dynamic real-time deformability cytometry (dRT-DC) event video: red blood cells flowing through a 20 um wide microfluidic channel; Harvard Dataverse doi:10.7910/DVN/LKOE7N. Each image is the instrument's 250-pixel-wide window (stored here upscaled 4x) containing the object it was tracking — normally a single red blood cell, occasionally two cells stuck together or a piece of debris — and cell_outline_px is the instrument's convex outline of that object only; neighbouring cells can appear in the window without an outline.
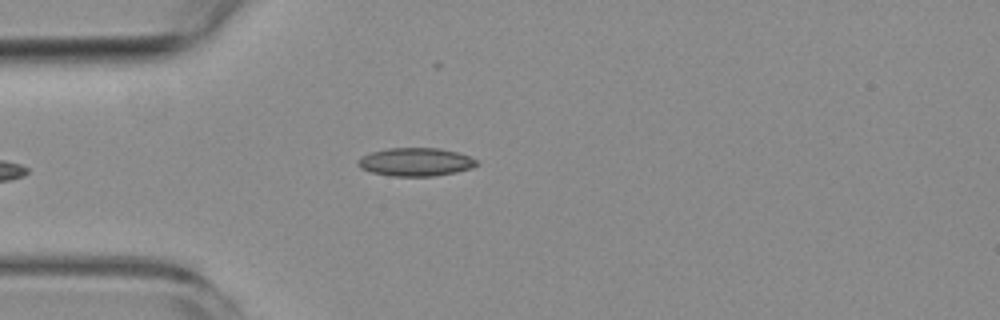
{"species": "common noctule bat (a hibernating species)", "species_latin": "Nyctalus noctula", "temperature_condition": "room temperature", "stored_images_in_passage": 7, "camera_frame_rate_fps": 3000, "um_per_image_px": 0.085, "animal": {"sex": "female", "body_mass_g": 19.3, "forearm_length_mm": 54.1}, "frame": {"image": 1, "passage_image": 5, "time_ms": 5.0, "image_size_px": [1000, 320], "cell_outline_px": [[480, 164], [472, 168], [456, 172], [432, 176], [392, 176], [372, 172], [360, 168], [356, 164], [356, 160], [360, 156], [372, 152], [388, 148], [440, 148], [456, 152], [468, 156], [476, 160]], "centroid_in_image_um": [35.3, 13.76], "position_along_channel_um": 49.7, "area_um2": 19.59}}